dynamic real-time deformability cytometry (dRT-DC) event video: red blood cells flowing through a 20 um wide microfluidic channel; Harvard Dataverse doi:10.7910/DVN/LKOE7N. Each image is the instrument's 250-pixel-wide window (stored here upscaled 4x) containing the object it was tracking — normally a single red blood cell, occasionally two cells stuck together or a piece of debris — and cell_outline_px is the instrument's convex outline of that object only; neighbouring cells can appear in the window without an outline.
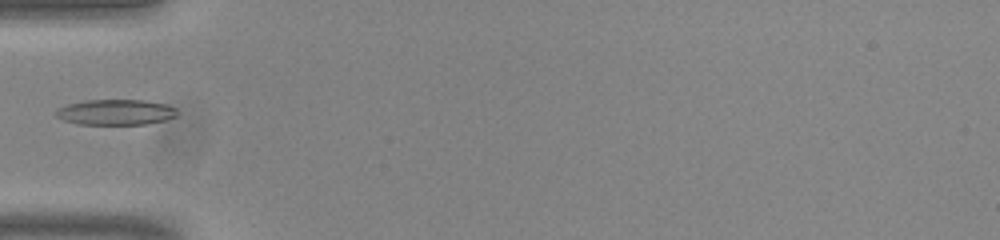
{"species": "common noctule bat (a hibernating species)", "species_latin": "Nyctalus noctula", "temperature_condition": "room temperature", "stored_images_in_passage": 36, "camera_frame_rate_fps": 3000, "um_per_image_px": 0.085, "animal": {"sex": "male", "body_mass_g": 20.0, "forearm_length_mm": 53.3}, "frame": {"image": 1, "passage_image": 1, "time_ms": 0.0, "image_size_px": [1000, 240], "cell_outline_px": [[176, 116], [164, 120], [144, 124], [76, 124], [64, 120], [56, 116], [56, 108], [68, 104], [84, 100], [144, 100], [168, 104], [176, 108]], "centroid_in_image_um": [9.82, 9.53], "position_along_channel_um": 75.2, "area_um2": 18.03}}
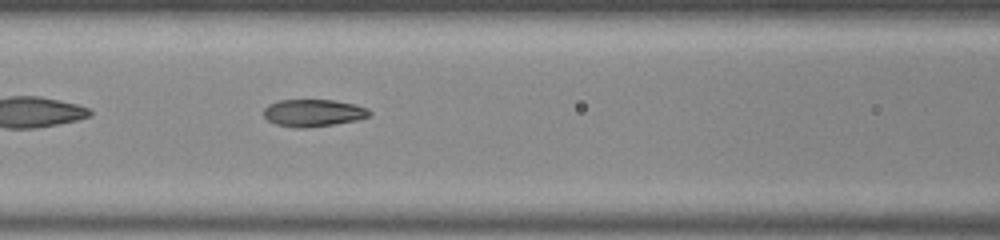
{"frame": {"image": 2, "passage_image": 6, "time_ms": 1.667, "image_size_px": [1000, 240], "cell_outline_px": [[372, 112], [368, 116], [356, 120], [332, 124], [304, 128], [296, 128], [276, 124], [268, 120], [264, 116], [264, 108], [268, 104], [280, 100], [332, 100], [352, 104], [368, 108]], "centroid_in_image_um": [26.6, 9.59], "position_along_channel_um": 140.0, "area_um2": 16.59}}
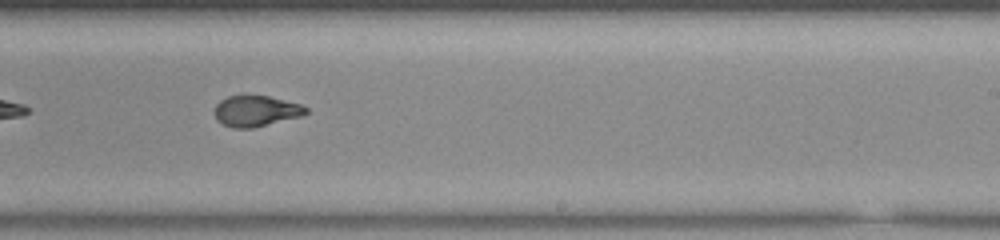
{"frame": {"image": 3, "passage_image": 16, "time_ms": 5.0, "image_size_px": [1000, 240], "cell_outline_px": [[308, 112], [300, 116], [252, 128], [232, 128], [216, 120], [212, 112], [216, 104], [220, 100], [228, 96], [268, 96], [300, 104], [308, 108]], "centroid_in_image_um": [21.7, 9.44], "position_along_channel_um": 267.3, "area_um2": 16.36}}